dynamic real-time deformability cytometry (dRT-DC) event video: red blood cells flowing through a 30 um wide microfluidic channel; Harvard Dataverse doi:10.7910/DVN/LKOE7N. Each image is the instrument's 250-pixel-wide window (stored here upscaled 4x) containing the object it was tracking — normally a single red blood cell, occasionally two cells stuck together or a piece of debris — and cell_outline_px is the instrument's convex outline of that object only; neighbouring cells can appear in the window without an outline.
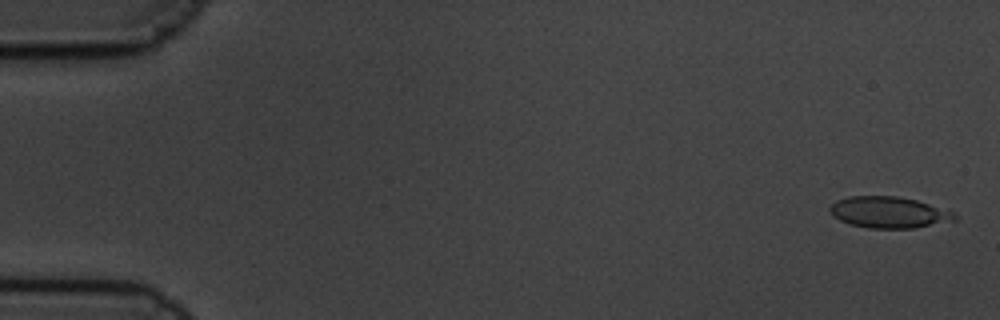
{"species": "common noctule bat (a hibernating species)", "species_latin": "Nyctalus noctula", "temperature_condition": "cold", "stored_images_in_passage": 12, "camera_frame_rate_fps": 3000, "um_per_image_px": 0.085, "animal": {"sex": "male", "body_mass_g": 19.5, "forearm_length_mm": 54.6}, "frame": {"image": 1, "passage_image": 2, "time_ms": 0.333, "image_size_px": [1000, 320], "cell_outline_px": [[956, 220], [916, 228], [868, 228], [852, 224], [840, 220], [832, 216], [828, 208], [836, 200], [848, 196], [896, 196], [916, 200], [956, 212]], "centroid_in_image_um": [75.55, 18.05], "position_along_channel_um": 9.4, "area_um2": 22.83}}